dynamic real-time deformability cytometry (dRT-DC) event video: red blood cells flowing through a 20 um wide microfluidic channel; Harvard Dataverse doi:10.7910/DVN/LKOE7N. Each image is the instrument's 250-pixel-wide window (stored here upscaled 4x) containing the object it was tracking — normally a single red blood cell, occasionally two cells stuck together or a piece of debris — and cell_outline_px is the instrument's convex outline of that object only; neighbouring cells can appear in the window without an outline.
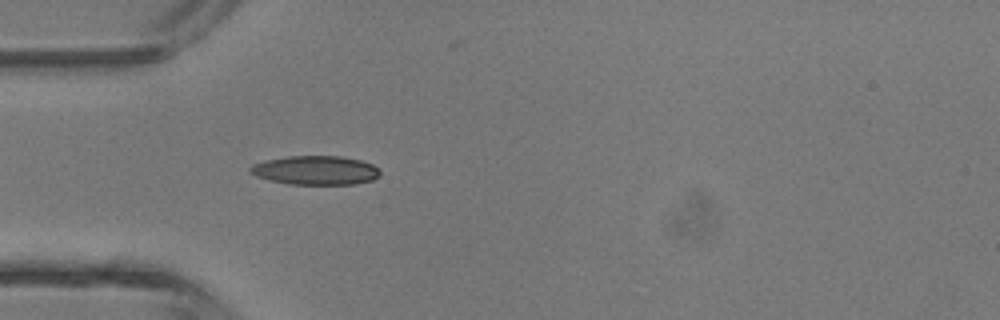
{"species": "common noctule bat (a hibernating species)", "species_latin": "Nyctalus noctula", "temperature_condition": "room temperature", "stored_images_in_passage": 3, "camera_frame_rate_fps": 3000, "um_per_image_px": 0.085, "animal": {"sex": "male", "body_mass_g": 13.3}, "frame": {"image": 1, "passage_image": 3, "time_ms": 2.333, "image_size_px": [1000, 320], "cell_outline_px": [[380, 176], [372, 180], [352, 184], [288, 184], [268, 180], [256, 176], [248, 172], [248, 168], [252, 164], [268, 160], [288, 156], [340, 156], [360, 160], [372, 164], [380, 168]], "centroid_in_image_um": [26.81, 14.47], "position_along_channel_um": 58.2, "area_um2": 22.02}}